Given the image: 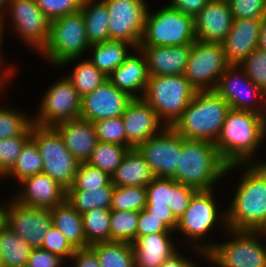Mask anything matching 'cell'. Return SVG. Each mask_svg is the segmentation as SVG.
I'll return each mask as SVG.
<instances>
[{
  "label": "cell",
  "instance_id": "cell-45",
  "mask_svg": "<svg viewBox=\"0 0 266 267\" xmlns=\"http://www.w3.org/2000/svg\"><path fill=\"white\" fill-rule=\"evenodd\" d=\"M31 136L0 139V179L13 167Z\"/></svg>",
  "mask_w": 266,
  "mask_h": 267
},
{
  "label": "cell",
  "instance_id": "cell-27",
  "mask_svg": "<svg viewBox=\"0 0 266 267\" xmlns=\"http://www.w3.org/2000/svg\"><path fill=\"white\" fill-rule=\"evenodd\" d=\"M155 178L149 164L137 149H130L111 175L113 186H147Z\"/></svg>",
  "mask_w": 266,
  "mask_h": 267
},
{
  "label": "cell",
  "instance_id": "cell-15",
  "mask_svg": "<svg viewBox=\"0 0 266 267\" xmlns=\"http://www.w3.org/2000/svg\"><path fill=\"white\" fill-rule=\"evenodd\" d=\"M109 16L110 40H124L136 49L141 44L148 11L146 0H102Z\"/></svg>",
  "mask_w": 266,
  "mask_h": 267
},
{
  "label": "cell",
  "instance_id": "cell-60",
  "mask_svg": "<svg viewBox=\"0 0 266 267\" xmlns=\"http://www.w3.org/2000/svg\"><path fill=\"white\" fill-rule=\"evenodd\" d=\"M9 0H0V23L4 20Z\"/></svg>",
  "mask_w": 266,
  "mask_h": 267
},
{
  "label": "cell",
  "instance_id": "cell-32",
  "mask_svg": "<svg viewBox=\"0 0 266 267\" xmlns=\"http://www.w3.org/2000/svg\"><path fill=\"white\" fill-rule=\"evenodd\" d=\"M1 267H27L33 248L9 226L0 230Z\"/></svg>",
  "mask_w": 266,
  "mask_h": 267
},
{
  "label": "cell",
  "instance_id": "cell-2",
  "mask_svg": "<svg viewBox=\"0 0 266 267\" xmlns=\"http://www.w3.org/2000/svg\"><path fill=\"white\" fill-rule=\"evenodd\" d=\"M263 142V116L251 111L230 109L215 147L228 165L266 163L255 154Z\"/></svg>",
  "mask_w": 266,
  "mask_h": 267
},
{
  "label": "cell",
  "instance_id": "cell-46",
  "mask_svg": "<svg viewBox=\"0 0 266 267\" xmlns=\"http://www.w3.org/2000/svg\"><path fill=\"white\" fill-rule=\"evenodd\" d=\"M41 249L58 255L67 262L75 252V248L55 226H51L45 235ZM67 259V260H66Z\"/></svg>",
  "mask_w": 266,
  "mask_h": 267
},
{
  "label": "cell",
  "instance_id": "cell-50",
  "mask_svg": "<svg viewBox=\"0 0 266 267\" xmlns=\"http://www.w3.org/2000/svg\"><path fill=\"white\" fill-rule=\"evenodd\" d=\"M151 233H175L171 231L159 218L146 208L139 212V221L136 230V239Z\"/></svg>",
  "mask_w": 266,
  "mask_h": 267
},
{
  "label": "cell",
  "instance_id": "cell-51",
  "mask_svg": "<svg viewBox=\"0 0 266 267\" xmlns=\"http://www.w3.org/2000/svg\"><path fill=\"white\" fill-rule=\"evenodd\" d=\"M64 260L41 248H33L28 259L27 267H64ZM64 264V265H63Z\"/></svg>",
  "mask_w": 266,
  "mask_h": 267
},
{
  "label": "cell",
  "instance_id": "cell-20",
  "mask_svg": "<svg viewBox=\"0 0 266 267\" xmlns=\"http://www.w3.org/2000/svg\"><path fill=\"white\" fill-rule=\"evenodd\" d=\"M20 190L12 196L21 204L50 209L66 200V189L45 173H38L19 182Z\"/></svg>",
  "mask_w": 266,
  "mask_h": 267
},
{
  "label": "cell",
  "instance_id": "cell-42",
  "mask_svg": "<svg viewBox=\"0 0 266 267\" xmlns=\"http://www.w3.org/2000/svg\"><path fill=\"white\" fill-rule=\"evenodd\" d=\"M173 178L155 177L146 186V207L172 206Z\"/></svg>",
  "mask_w": 266,
  "mask_h": 267
},
{
  "label": "cell",
  "instance_id": "cell-7",
  "mask_svg": "<svg viewBox=\"0 0 266 267\" xmlns=\"http://www.w3.org/2000/svg\"><path fill=\"white\" fill-rule=\"evenodd\" d=\"M90 46L83 14L79 10L51 21L48 42L39 55L58 68L68 59H82Z\"/></svg>",
  "mask_w": 266,
  "mask_h": 267
},
{
  "label": "cell",
  "instance_id": "cell-59",
  "mask_svg": "<svg viewBox=\"0 0 266 267\" xmlns=\"http://www.w3.org/2000/svg\"><path fill=\"white\" fill-rule=\"evenodd\" d=\"M258 48L260 50L266 51V20L262 23Z\"/></svg>",
  "mask_w": 266,
  "mask_h": 267
},
{
  "label": "cell",
  "instance_id": "cell-56",
  "mask_svg": "<svg viewBox=\"0 0 266 267\" xmlns=\"http://www.w3.org/2000/svg\"><path fill=\"white\" fill-rule=\"evenodd\" d=\"M5 30L6 28L4 29L1 25H0V71H17L16 69L18 68H15V66L13 64H11L10 66L8 65H5L3 59H4V56L2 57L1 55V51H2V48L3 46H1L3 44V40L4 39V35H5ZM2 47V48H1ZM5 65V66H4Z\"/></svg>",
  "mask_w": 266,
  "mask_h": 267
},
{
  "label": "cell",
  "instance_id": "cell-52",
  "mask_svg": "<svg viewBox=\"0 0 266 267\" xmlns=\"http://www.w3.org/2000/svg\"><path fill=\"white\" fill-rule=\"evenodd\" d=\"M69 260L73 265L68 267H100L97 255L90 247L76 249Z\"/></svg>",
  "mask_w": 266,
  "mask_h": 267
},
{
  "label": "cell",
  "instance_id": "cell-35",
  "mask_svg": "<svg viewBox=\"0 0 266 267\" xmlns=\"http://www.w3.org/2000/svg\"><path fill=\"white\" fill-rule=\"evenodd\" d=\"M43 161L36 143L30 139L24 146L13 167L1 178L15 179L16 182L24 178L42 173ZM6 177V178H5Z\"/></svg>",
  "mask_w": 266,
  "mask_h": 267
},
{
  "label": "cell",
  "instance_id": "cell-25",
  "mask_svg": "<svg viewBox=\"0 0 266 267\" xmlns=\"http://www.w3.org/2000/svg\"><path fill=\"white\" fill-rule=\"evenodd\" d=\"M62 137L69 152L80 162H86L98 143L93 123L81 117L53 127Z\"/></svg>",
  "mask_w": 266,
  "mask_h": 267
},
{
  "label": "cell",
  "instance_id": "cell-55",
  "mask_svg": "<svg viewBox=\"0 0 266 267\" xmlns=\"http://www.w3.org/2000/svg\"><path fill=\"white\" fill-rule=\"evenodd\" d=\"M159 267H199L197 262L192 260L191 258L180 254V251H177L170 258L164 261Z\"/></svg>",
  "mask_w": 266,
  "mask_h": 267
},
{
  "label": "cell",
  "instance_id": "cell-17",
  "mask_svg": "<svg viewBox=\"0 0 266 267\" xmlns=\"http://www.w3.org/2000/svg\"><path fill=\"white\" fill-rule=\"evenodd\" d=\"M7 226L32 248H41L45 235L52 226L50 210L24 205L11 197Z\"/></svg>",
  "mask_w": 266,
  "mask_h": 267
},
{
  "label": "cell",
  "instance_id": "cell-57",
  "mask_svg": "<svg viewBox=\"0 0 266 267\" xmlns=\"http://www.w3.org/2000/svg\"><path fill=\"white\" fill-rule=\"evenodd\" d=\"M15 72L17 71H0V89L5 90L6 84H10V80L14 78ZM0 90V94L2 91ZM1 106V105H0Z\"/></svg>",
  "mask_w": 266,
  "mask_h": 267
},
{
  "label": "cell",
  "instance_id": "cell-49",
  "mask_svg": "<svg viewBox=\"0 0 266 267\" xmlns=\"http://www.w3.org/2000/svg\"><path fill=\"white\" fill-rule=\"evenodd\" d=\"M197 190L193 187L177 182L173 179V198L171 211L174 217L178 220L185 210L188 208L193 194Z\"/></svg>",
  "mask_w": 266,
  "mask_h": 267
},
{
  "label": "cell",
  "instance_id": "cell-14",
  "mask_svg": "<svg viewBox=\"0 0 266 267\" xmlns=\"http://www.w3.org/2000/svg\"><path fill=\"white\" fill-rule=\"evenodd\" d=\"M215 91L229 104L230 109L251 111L262 116L266 111V94L239 65L226 68Z\"/></svg>",
  "mask_w": 266,
  "mask_h": 267
},
{
  "label": "cell",
  "instance_id": "cell-21",
  "mask_svg": "<svg viewBox=\"0 0 266 267\" xmlns=\"http://www.w3.org/2000/svg\"><path fill=\"white\" fill-rule=\"evenodd\" d=\"M266 19H234L232 27L222 43L229 65H239L258 48L262 23Z\"/></svg>",
  "mask_w": 266,
  "mask_h": 267
},
{
  "label": "cell",
  "instance_id": "cell-47",
  "mask_svg": "<svg viewBox=\"0 0 266 267\" xmlns=\"http://www.w3.org/2000/svg\"><path fill=\"white\" fill-rule=\"evenodd\" d=\"M233 19H266V0H231Z\"/></svg>",
  "mask_w": 266,
  "mask_h": 267
},
{
  "label": "cell",
  "instance_id": "cell-16",
  "mask_svg": "<svg viewBox=\"0 0 266 267\" xmlns=\"http://www.w3.org/2000/svg\"><path fill=\"white\" fill-rule=\"evenodd\" d=\"M149 164L155 177L172 178L181 152V136L172 128L166 127L160 134L150 137L137 148Z\"/></svg>",
  "mask_w": 266,
  "mask_h": 267
},
{
  "label": "cell",
  "instance_id": "cell-11",
  "mask_svg": "<svg viewBox=\"0 0 266 267\" xmlns=\"http://www.w3.org/2000/svg\"><path fill=\"white\" fill-rule=\"evenodd\" d=\"M7 16H11V31L18 39L40 53L48 42L51 20L35 0H9L4 20L0 23L3 28L6 27Z\"/></svg>",
  "mask_w": 266,
  "mask_h": 267
},
{
  "label": "cell",
  "instance_id": "cell-29",
  "mask_svg": "<svg viewBox=\"0 0 266 267\" xmlns=\"http://www.w3.org/2000/svg\"><path fill=\"white\" fill-rule=\"evenodd\" d=\"M52 225L59 229L75 249L87 248L82 214L74 209L67 200L50 208Z\"/></svg>",
  "mask_w": 266,
  "mask_h": 267
},
{
  "label": "cell",
  "instance_id": "cell-44",
  "mask_svg": "<svg viewBox=\"0 0 266 267\" xmlns=\"http://www.w3.org/2000/svg\"><path fill=\"white\" fill-rule=\"evenodd\" d=\"M239 66L247 77L266 94V51L255 49Z\"/></svg>",
  "mask_w": 266,
  "mask_h": 267
},
{
  "label": "cell",
  "instance_id": "cell-61",
  "mask_svg": "<svg viewBox=\"0 0 266 267\" xmlns=\"http://www.w3.org/2000/svg\"><path fill=\"white\" fill-rule=\"evenodd\" d=\"M265 138H266V111L263 114V141H266Z\"/></svg>",
  "mask_w": 266,
  "mask_h": 267
},
{
  "label": "cell",
  "instance_id": "cell-33",
  "mask_svg": "<svg viewBox=\"0 0 266 267\" xmlns=\"http://www.w3.org/2000/svg\"><path fill=\"white\" fill-rule=\"evenodd\" d=\"M89 247L97 255L100 267H135L132 243L109 241Z\"/></svg>",
  "mask_w": 266,
  "mask_h": 267
},
{
  "label": "cell",
  "instance_id": "cell-58",
  "mask_svg": "<svg viewBox=\"0 0 266 267\" xmlns=\"http://www.w3.org/2000/svg\"><path fill=\"white\" fill-rule=\"evenodd\" d=\"M7 203H0V230H2L7 225V211L9 207V200L5 201Z\"/></svg>",
  "mask_w": 266,
  "mask_h": 267
},
{
  "label": "cell",
  "instance_id": "cell-12",
  "mask_svg": "<svg viewBox=\"0 0 266 267\" xmlns=\"http://www.w3.org/2000/svg\"><path fill=\"white\" fill-rule=\"evenodd\" d=\"M33 124L54 127L57 124L80 117L81 97L67 76L57 79L44 92Z\"/></svg>",
  "mask_w": 266,
  "mask_h": 267
},
{
  "label": "cell",
  "instance_id": "cell-19",
  "mask_svg": "<svg viewBox=\"0 0 266 267\" xmlns=\"http://www.w3.org/2000/svg\"><path fill=\"white\" fill-rule=\"evenodd\" d=\"M126 132V147L136 149L141 143L160 134L166 125L143 98H133L121 116Z\"/></svg>",
  "mask_w": 266,
  "mask_h": 267
},
{
  "label": "cell",
  "instance_id": "cell-31",
  "mask_svg": "<svg viewBox=\"0 0 266 267\" xmlns=\"http://www.w3.org/2000/svg\"><path fill=\"white\" fill-rule=\"evenodd\" d=\"M79 58H71L64 61L60 67H66L71 62L75 61V67L67 74V78L72 82L78 95L82 98L86 94L93 92L98 86L108 80V76L102 73L96 66H94L89 59L76 60Z\"/></svg>",
  "mask_w": 266,
  "mask_h": 267
},
{
  "label": "cell",
  "instance_id": "cell-8",
  "mask_svg": "<svg viewBox=\"0 0 266 267\" xmlns=\"http://www.w3.org/2000/svg\"><path fill=\"white\" fill-rule=\"evenodd\" d=\"M226 232L229 241L216 242L206 254V261L215 267H266V244L261 241L264 233L229 229Z\"/></svg>",
  "mask_w": 266,
  "mask_h": 267
},
{
  "label": "cell",
  "instance_id": "cell-62",
  "mask_svg": "<svg viewBox=\"0 0 266 267\" xmlns=\"http://www.w3.org/2000/svg\"><path fill=\"white\" fill-rule=\"evenodd\" d=\"M211 1L229 3L231 0H211Z\"/></svg>",
  "mask_w": 266,
  "mask_h": 267
},
{
  "label": "cell",
  "instance_id": "cell-39",
  "mask_svg": "<svg viewBox=\"0 0 266 267\" xmlns=\"http://www.w3.org/2000/svg\"><path fill=\"white\" fill-rule=\"evenodd\" d=\"M139 212L117 211L110 212V241L132 243L136 239Z\"/></svg>",
  "mask_w": 266,
  "mask_h": 267
},
{
  "label": "cell",
  "instance_id": "cell-23",
  "mask_svg": "<svg viewBox=\"0 0 266 267\" xmlns=\"http://www.w3.org/2000/svg\"><path fill=\"white\" fill-rule=\"evenodd\" d=\"M192 44L182 46H139L146 56L149 76L183 75Z\"/></svg>",
  "mask_w": 266,
  "mask_h": 267
},
{
  "label": "cell",
  "instance_id": "cell-4",
  "mask_svg": "<svg viewBox=\"0 0 266 267\" xmlns=\"http://www.w3.org/2000/svg\"><path fill=\"white\" fill-rule=\"evenodd\" d=\"M228 165L223 161L215 144L204 140H189L181 136V152L172 177L177 182L198 190L215 189L227 174Z\"/></svg>",
  "mask_w": 266,
  "mask_h": 267
},
{
  "label": "cell",
  "instance_id": "cell-30",
  "mask_svg": "<svg viewBox=\"0 0 266 267\" xmlns=\"http://www.w3.org/2000/svg\"><path fill=\"white\" fill-rule=\"evenodd\" d=\"M81 12L90 45L109 41V16L106 4L102 0H83Z\"/></svg>",
  "mask_w": 266,
  "mask_h": 267
},
{
  "label": "cell",
  "instance_id": "cell-34",
  "mask_svg": "<svg viewBox=\"0 0 266 267\" xmlns=\"http://www.w3.org/2000/svg\"><path fill=\"white\" fill-rule=\"evenodd\" d=\"M114 187H99L88 190H66V200L80 214L94 208H110Z\"/></svg>",
  "mask_w": 266,
  "mask_h": 267
},
{
  "label": "cell",
  "instance_id": "cell-1",
  "mask_svg": "<svg viewBox=\"0 0 266 267\" xmlns=\"http://www.w3.org/2000/svg\"><path fill=\"white\" fill-rule=\"evenodd\" d=\"M243 169L233 188V199L226 208L229 230L265 233L266 221V163L235 164L227 168V176L234 169Z\"/></svg>",
  "mask_w": 266,
  "mask_h": 267
},
{
  "label": "cell",
  "instance_id": "cell-48",
  "mask_svg": "<svg viewBox=\"0 0 266 267\" xmlns=\"http://www.w3.org/2000/svg\"><path fill=\"white\" fill-rule=\"evenodd\" d=\"M35 3L52 21L81 10L83 0H35Z\"/></svg>",
  "mask_w": 266,
  "mask_h": 267
},
{
  "label": "cell",
  "instance_id": "cell-28",
  "mask_svg": "<svg viewBox=\"0 0 266 267\" xmlns=\"http://www.w3.org/2000/svg\"><path fill=\"white\" fill-rule=\"evenodd\" d=\"M133 48L136 49L133 44L124 40H109L92 44L88 50L92 52L89 53L88 59L102 73L109 76L129 57Z\"/></svg>",
  "mask_w": 266,
  "mask_h": 267
},
{
  "label": "cell",
  "instance_id": "cell-3",
  "mask_svg": "<svg viewBox=\"0 0 266 267\" xmlns=\"http://www.w3.org/2000/svg\"><path fill=\"white\" fill-rule=\"evenodd\" d=\"M215 189L196 191L189 203L188 208L178 219L175 234L180 233L185 236V246L187 245L196 256L206 260V254L215 246V242H206L204 238L211 233L213 228L221 227L224 233L227 231L226 208L219 210L215 200ZM217 225V226H216ZM187 242V243H186ZM200 255V256H199Z\"/></svg>",
  "mask_w": 266,
  "mask_h": 267
},
{
  "label": "cell",
  "instance_id": "cell-41",
  "mask_svg": "<svg viewBox=\"0 0 266 267\" xmlns=\"http://www.w3.org/2000/svg\"><path fill=\"white\" fill-rule=\"evenodd\" d=\"M99 187H114L111 176L86 162L80 163L74 182L67 190H88Z\"/></svg>",
  "mask_w": 266,
  "mask_h": 267
},
{
  "label": "cell",
  "instance_id": "cell-5",
  "mask_svg": "<svg viewBox=\"0 0 266 267\" xmlns=\"http://www.w3.org/2000/svg\"><path fill=\"white\" fill-rule=\"evenodd\" d=\"M229 110L215 90L197 91L172 128L184 139L215 143Z\"/></svg>",
  "mask_w": 266,
  "mask_h": 267
},
{
  "label": "cell",
  "instance_id": "cell-37",
  "mask_svg": "<svg viewBox=\"0 0 266 267\" xmlns=\"http://www.w3.org/2000/svg\"><path fill=\"white\" fill-rule=\"evenodd\" d=\"M110 208H94L82 215L87 244L110 241Z\"/></svg>",
  "mask_w": 266,
  "mask_h": 267
},
{
  "label": "cell",
  "instance_id": "cell-54",
  "mask_svg": "<svg viewBox=\"0 0 266 267\" xmlns=\"http://www.w3.org/2000/svg\"><path fill=\"white\" fill-rule=\"evenodd\" d=\"M159 218L171 231L175 232L178 220L174 217L170 207H146Z\"/></svg>",
  "mask_w": 266,
  "mask_h": 267
},
{
  "label": "cell",
  "instance_id": "cell-43",
  "mask_svg": "<svg viewBox=\"0 0 266 267\" xmlns=\"http://www.w3.org/2000/svg\"><path fill=\"white\" fill-rule=\"evenodd\" d=\"M93 126L98 141L126 146V132L122 117L101 119L93 122Z\"/></svg>",
  "mask_w": 266,
  "mask_h": 267
},
{
  "label": "cell",
  "instance_id": "cell-63",
  "mask_svg": "<svg viewBox=\"0 0 266 267\" xmlns=\"http://www.w3.org/2000/svg\"><path fill=\"white\" fill-rule=\"evenodd\" d=\"M0 267H1V247H0Z\"/></svg>",
  "mask_w": 266,
  "mask_h": 267
},
{
  "label": "cell",
  "instance_id": "cell-22",
  "mask_svg": "<svg viewBox=\"0 0 266 267\" xmlns=\"http://www.w3.org/2000/svg\"><path fill=\"white\" fill-rule=\"evenodd\" d=\"M233 20L229 3L209 0L194 17L197 40L222 44L232 27Z\"/></svg>",
  "mask_w": 266,
  "mask_h": 267
},
{
  "label": "cell",
  "instance_id": "cell-13",
  "mask_svg": "<svg viewBox=\"0 0 266 267\" xmlns=\"http://www.w3.org/2000/svg\"><path fill=\"white\" fill-rule=\"evenodd\" d=\"M228 66L222 44L195 40L184 75L197 91H214Z\"/></svg>",
  "mask_w": 266,
  "mask_h": 267
},
{
  "label": "cell",
  "instance_id": "cell-6",
  "mask_svg": "<svg viewBox=\"0 0 266 267\" xmlns=\"http://www.w3.org/2000/svg\"><path fill=\"white\" fill-rule=\"evenodd\" d=\"M197 90L185 75L149 76L143 99L157 113L159 119L172 127L181 117Z\"/></svg>",
  "mask_w": 266,
  "mask_h": 267
},
{
  "label": "cell",
  "instance_id": "cell-26",
  "mask_svg": "<svg viewBox=\"0 0 266 267\" xmlns=\"http://www.w3.org/2000/svg\"><path fill=\"white\" fill-rule=\"evenodd\" d=\"M173 233H151L132 242L135 267H159L175 254Z\"/></svg>",
  "mask_w": 266,
  "mask_h": 267
},
{
  "label": "cell",
  "instance_id": "cell-40",
  "mask_svg": "<svg viewBox=\"0 0 266 267\" xmlns=\"http://www.w3.org/2000/svg\"><path fill=\"white\" fill-rule=\"evenodd\" d=\"M146 204L145 186H114L111 210L140 212L142 209L146 208Z\"/></svg>",
  "mask_w": 266,
  "mask_h": 267
},
{
  "label": "cell",
  "instance_id": "cell-36",
  "mask_svg": "<svg viewBox=\"0 0 266 267\" xmlns=\"http://www.w3.org/2000/svg\"><path fill=\"white\" fill-rule=\"evenodd\" d=\"M33 117L21 109L0 106V139L31 136Z\"/></svg>",
  "mask_w": 266,
  "mask_h": 267
},
{
  "label": "cell",
  "instance_id": "cell-53",
  "mask_svg": "<svg viewBox=\"0 0 266 267\" xmlns=\"http://www.w3.org/2000/svg\"><path fill=\"white\" fill-rule=\"evenodd\" d=\"M209 0H169V6L185 15L195 17Z\"/></svg>",
  "mask_w": 266,
  "mask_h": 267
},
{
  "label": "cell",
  "instance_id": "cell-38",
  "mask_svg": "<svg viewBox=\"0 0 266 267\" xmlns=\"http://www.w3.org/2000/svg\"><path fill=\"white\" fill-rule=\"evenodd\" d=\"M130 149L123 145L98 141L86 163L98 167L111 176Z\"/></svg>",
  "mask_w": 266,
  "mask_h": 267
},
{
  "label": "cell",
  "instance_id": "cell-9",
  "mask_svg": "<svg viewBox=\"0 0 266 267\" xmlns=\"http://www.w3.org/2000/svg\"><path fill=\"white\" fill-rule=\"evenodd\" d=\"M196 38L194 18L168 4L151 12L148 8L140 46H182Z\"/></svg>",
  "mask_w": 266,
  "mask_h": 267
},
{
  "label": "cell",
  "instance_id": "cell-24",
  "mask_svg": "<svg viewBox=\"0 0 266 267\" xmlns=\"http://www.w3.org/2000/svg\"><path fill=\"white\" fill-rule=\"evenodd\" d=\"M135 50L138 55L134 54ZM135 50L108 76V80L132 98H142L149 80L148 66L142 51Z\"/></svg>",
  "mask_w": 266,
  "mask_h": 267
},
{
  "label": "cell",
  "instance_id": "cell-18",
  "mask_svg": "<svg viewBox=\"0 0 266 267\" xmlns=\"http://www.w3.org/2000/svg\"><path fill=\"white\" fill-rule=\"evenodd\" d=\"M133 98L109 80L81 98L80 117L90 122L121 117Z\"/></svg>",
  "mask_w": 266,
  "mask_h": 267
},
{
  "label": "cell",
  "instance_id": "cell-10",
  "mask_svg": "<svg viewBox=\"0 0 266 267\" xmlns=\"http://www.w3.org/2000/svg\"><path fill=\"white\" fill-rule=\"evenodd\" d=\"M31 139L36 143L43 161L42 172L66 190L74 182L80 162L66 148L53 127L32 125Z\"/></svg>",
  "mask_w": 266,
  "mask_h": 267
}]
</instances>
